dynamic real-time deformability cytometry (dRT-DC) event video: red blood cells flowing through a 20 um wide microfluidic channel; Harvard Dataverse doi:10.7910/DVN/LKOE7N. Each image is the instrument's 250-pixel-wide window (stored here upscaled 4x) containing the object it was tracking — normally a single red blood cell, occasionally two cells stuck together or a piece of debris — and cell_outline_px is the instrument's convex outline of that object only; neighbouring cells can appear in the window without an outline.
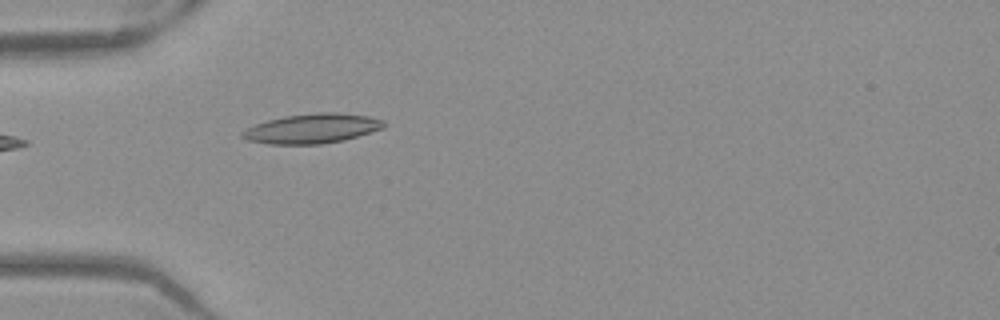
{"species": "Egyptian fruit bat (a non-hibernating species)", "species_latin": "Rousettus aegyptiacus", "temperature_condition": "warm", "stored_images_in_passage": 37, "camera_frame_rate_fps": 3000, "um_per_image_px": 0.085, "frame": {"image": 1, "passage_image": 1, "time_ms": 0.0, "image_size_px": [1000, 320], "cell_outline_px": [[384, 128], [344, 140], [320, 144], [268, 144], [248, 140], [240, 136], [240, 132], [256, 124], [268, 120], [284, 116], [316, 112], [336, 112], [368, 116], [384, 120]], "centroid_in_image_um": [26.52, 10.92], "position_along_channel_um": 58.5, "area_um2": 24.39}}
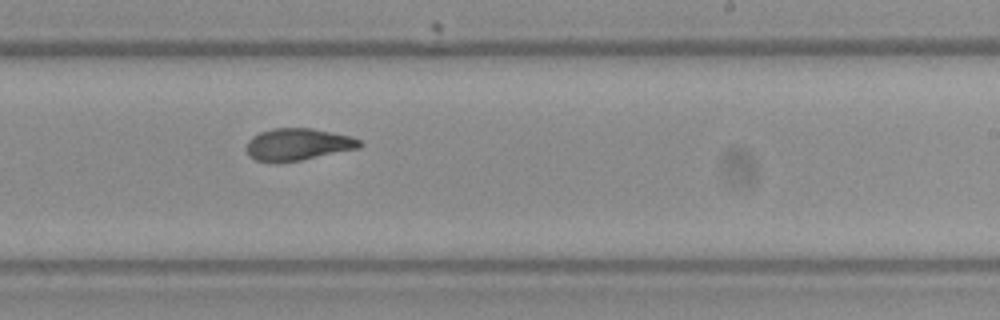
{"frame": {"image": 2, "passage_image": 17, "time_ms": 5.333, "image_size_px": [1000, 320], "cell_outline_px": [[364, 144], [360, 148], [300, 160], [256, 160], [248, 156], [248, 140], [252, 136], [260, 132], [272, 128], [312, 128], [352, 136], [360, 140]], "centroid_in_image_um": [25.38, 12.24], "position_along_channel_um": 263.6, "area_um2": 20.75}}
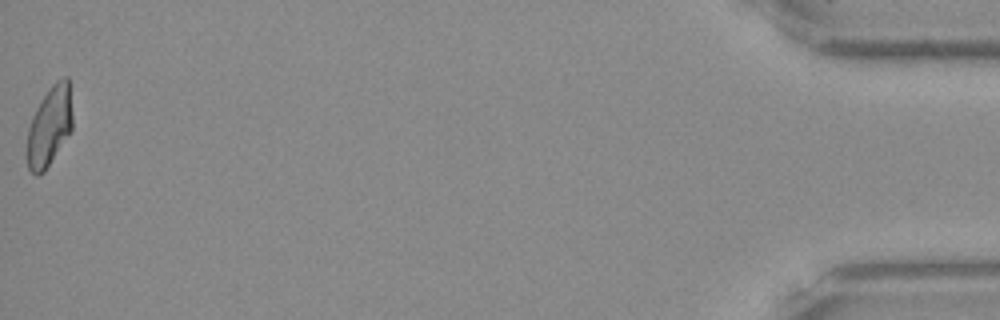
{"frame": {"image": 3, "passage_image": 37, "time_ms": 12.0, "image_size_px": [1000, 320], "cell_outline_px": [[72, 128], [44, 172], [40, 176], [36, 176], [28, 168], [24, 156], [24, 152], [28, 128], [32, 116], [36, 108], [48, 88], [56, 80], [64, 76], [68, 76], [72, 116]], "centroid_in_image_um": [4.15, 10.76], "position_along_channel_um": 431.1, "area_um2": 21.44}, "authors_computed_cell_mechanics": {"area_um2": 21.4438, "velocity_mm_per_s": 3.9362, "shape_relaxation_time_tau1_ms": 11.3202, "shape_relaxation_time_tau2_ms": 1.8423, "deformation_change_tau1": 0.2825, "deformation_change_tau2": 0.0858}}